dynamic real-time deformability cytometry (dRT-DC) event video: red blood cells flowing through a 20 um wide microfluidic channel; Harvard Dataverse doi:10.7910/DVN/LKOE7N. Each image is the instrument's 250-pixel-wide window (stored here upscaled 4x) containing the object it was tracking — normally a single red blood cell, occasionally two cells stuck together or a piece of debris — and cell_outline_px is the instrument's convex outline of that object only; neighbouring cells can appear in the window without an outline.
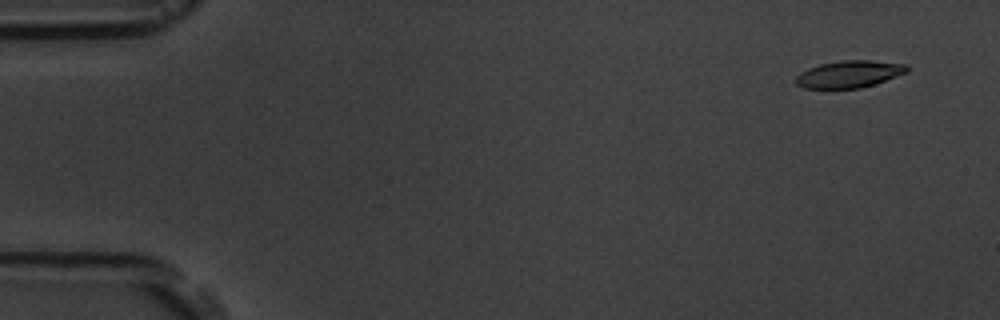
{"species": "common noctule bat (a hibernating species)", "species_latin": "Nyctalus noctula", "temperature_condition": "room temperature", "stored_images_in_passage": 7, "camera_frame_rate_fps": 3000, "um_per_image_px": 0.085, "animal": {"sex": "male", "body_mass_g": 19.5, "forearm_length_mm": 54.6}, "frame": {"image": 1, "passage_image": 1, "time_ms": 0.0, "image_size_px": [1000, 320], "cell_outline_px": [[908, 72], [860, 88], [804, 88], [796, 84], [796, 76], [800, 72], [808, 68], [820, 64], [840, 60], [872, 60], [908, 64]], "centroid_in_image_um": [72.17, 6.28], "position_along_channel_um": 12.8, "area_um2": 17.46}}
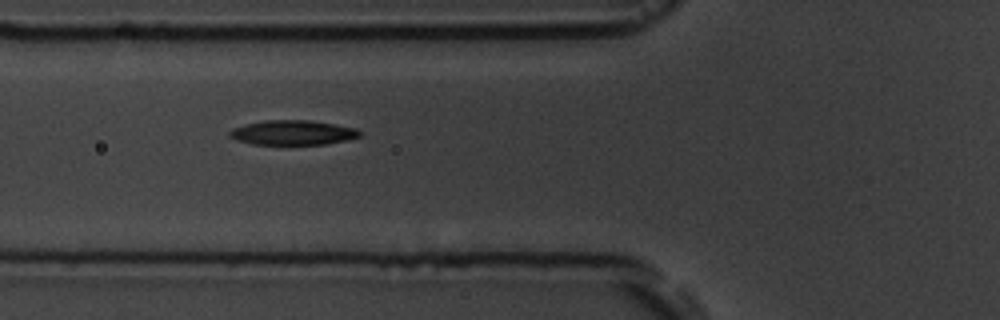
{"frame": {"image": 2, "passage_image": 6, "time_ms": 5.667, "image_size_px": [1000, 320], "cell_outline_px": [[364, 132], [360, 136], [348, 140], [328, 144], [252, 144], [236, 140], [228, 136], [228, 132], [232, 128], [244, 124], [264, 120], [308, 120], [356, 128]], "centroid_in_image_um": [24.87, 11.27], "position_along_channel_um": 100.9, "area_um2": 18.84}}
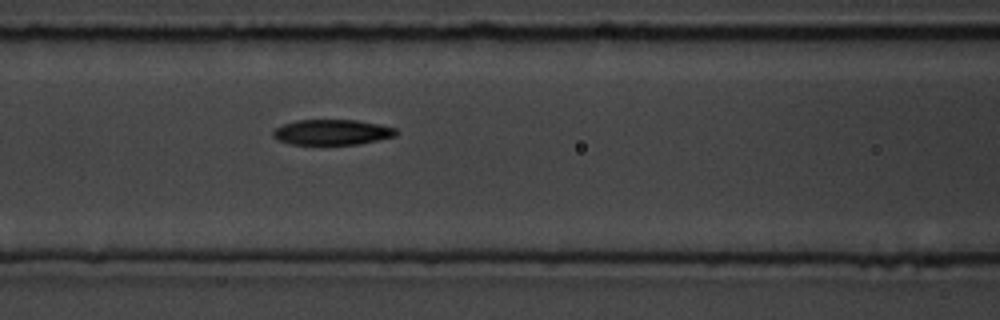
{"frame": {"image": 3, "passage_image": 7, "time_ms": 6.667, "image_size_px": [1000, 320], "cell_outline_px": [[396, 136], [356, 144], [292, 144], [276, 140], [272, 136], [272, 132], [276, 128], [284, 124], [296, 120], [360, 120], [396, 128]], "centroid_in_image_um": [28.2, 11.23], "position_along_channel_um": 138.4, "area_um2": 18.09}}